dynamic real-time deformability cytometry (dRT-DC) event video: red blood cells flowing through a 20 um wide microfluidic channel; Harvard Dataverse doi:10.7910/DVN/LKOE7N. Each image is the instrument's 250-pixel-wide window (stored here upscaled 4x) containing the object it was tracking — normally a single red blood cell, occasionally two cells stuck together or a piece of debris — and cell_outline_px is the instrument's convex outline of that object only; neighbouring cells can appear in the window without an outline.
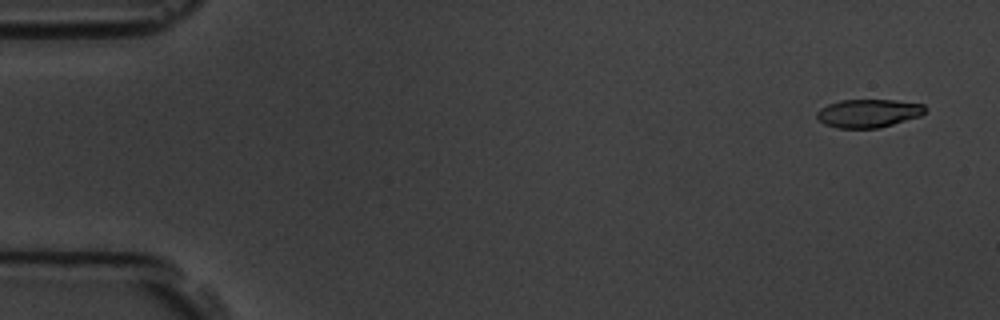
{"species": "common noctule bat (a hibernating species)", "species_latin": "Nyctalus noctula", "temperature_condition": "room temperature", "stored_images_in_passage": 6, "segment_of_instrument_passage": [1, 2], "camera_frame_rate_fps": 3000, "um_per_image_px": 0.085, "animal": {"sex": "male", "body_mass_g": 19.5, "forearm_length_mm": 54.6}, "frame": {"image": 1, "passage_image": 1, "time_ms": 0.0, "image_size_px": [1000, 320], "cell_outline_px": [[928, 108], [920, 116], [880, 128], [836, 128], [824, 124], [816, 116], [816, 112], [820, 108], [828, 104], [840, 100], [896, 100], [924, 104]], "centroid_in_image_um": [73.82, 9.62], "position_along_channel_um": 11.2, "area_um2": 17.98}}
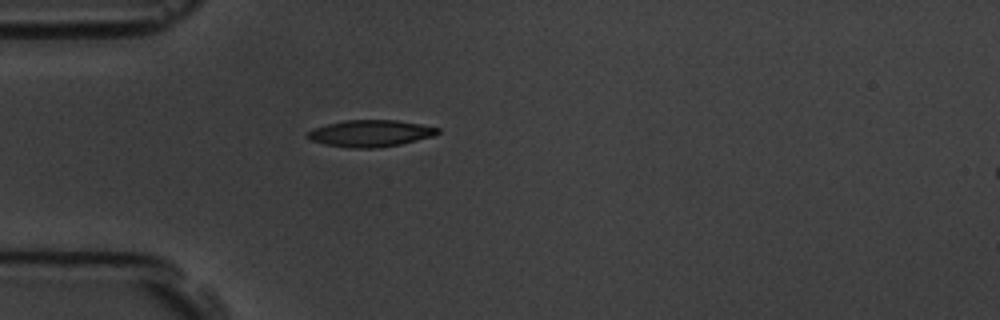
{"frame": {"image": 2, "passage_image": 5, "time_ms": 4.333, "image_size_px": [1000, 320], "cell_outline_px": [[440, 132], [432, 136], [400, 144], [376, 148], [352, 148], [324, 144], [312, 140], [304, 136], [312, 128], [344, 120], [396, 120], [420, 124], [440, 128]], "centroid_in_image_um": [31.46, 11.33], "position_along_channel_um": 53.5, "area_um2": 20.17}}